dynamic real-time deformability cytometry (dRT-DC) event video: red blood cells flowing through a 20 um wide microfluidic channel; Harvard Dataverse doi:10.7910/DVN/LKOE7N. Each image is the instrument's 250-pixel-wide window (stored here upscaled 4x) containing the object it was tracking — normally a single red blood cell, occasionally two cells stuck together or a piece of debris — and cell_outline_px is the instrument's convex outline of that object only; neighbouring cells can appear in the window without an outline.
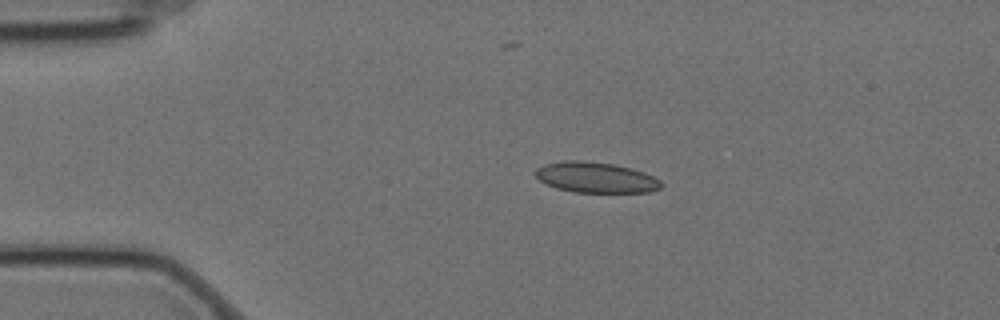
{"species": "Egyptian fruit bat (a non-hibernating species)", "species_latin": "Rousettus aegyptiacus", "temperature_condition": "cold", "stored_images_in_passage": 5, "camera_frame_rate_fps": 3000, "um_per_image_px": 0.085, "animal": {"sex": "female"}, "frame": {"image": 1, "passage_image": 3, "time_ms": 0.667, "image_size_px": [1000, 320], "cell_outline_px": [[664, 184], [660, 188], [648, 192], [572, 192], [556, 188], [540, 180], [536, 176], [536, 168], [544, 164], [564, 160], [584, 160], [612, 164], [632, 168], [644, 172], [660, 180]], "centroid_in_image_um": [50.65, 15.08], "position_along_channel_um": 34.4, "area_um2": 22.43}}
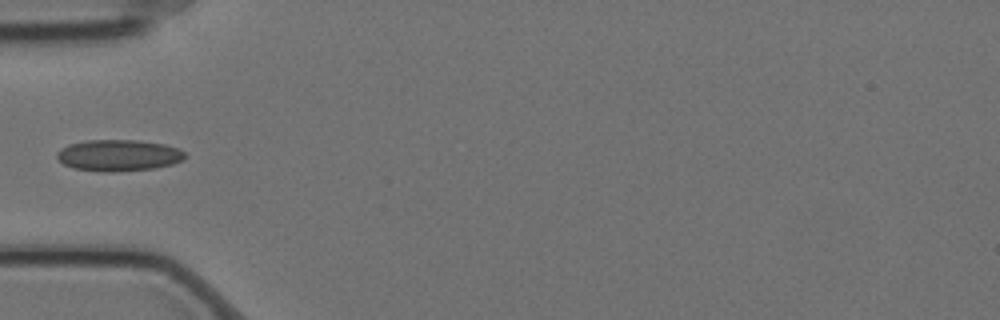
{"frame": {"image": 2, "passage_image": 5, "time_ms": 1.333, "image_size_px": [1000, 320], "cell_outline_px": [[184, 160], [172, 164], [156, 168], [112, 172], [104, 172], [72, 168], [64, 164], [56, 156], [56, 152], [68, 144], [88, 140], [136, 140], [164, 144], [180, 148], [184, 152]], "centroid_in_image_um": [10.08, 13.2], "position_along_channel_um": 74.9, "area_um2": 23.52}}